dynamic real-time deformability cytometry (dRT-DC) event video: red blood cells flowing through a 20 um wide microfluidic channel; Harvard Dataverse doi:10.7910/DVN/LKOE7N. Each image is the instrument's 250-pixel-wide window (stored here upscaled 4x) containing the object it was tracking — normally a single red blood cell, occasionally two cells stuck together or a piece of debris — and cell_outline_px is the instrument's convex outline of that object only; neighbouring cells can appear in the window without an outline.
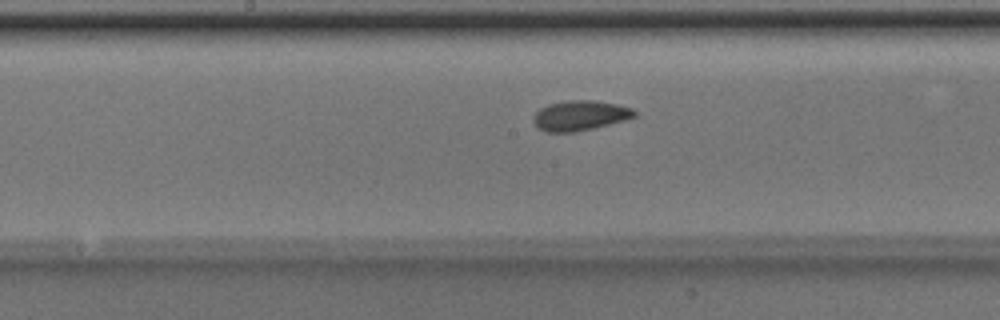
{"species": "Egyptian fruit bat (a non-hibernating species)", "species_latin": "Rousettus aegyptiacus", "temperature_condition": "room temperature", "stored_images_in_passage": 33, "camera_frame_rate_fps": 3000, "um_per_image_px": 0.085, "animal": {"sex": "male"}, "frame": {"image": 1, "passage_image": 18, "time_ms": 5.667, "image_size_px": [1000, 320], "cell_outline_px": [[636, 116], [624, 120], [576, 132], [544, 132], [532, 120], [532, 116], [540, 108], [548, 104], [568, 100], [592, 100], [616, 104], [632, 108], [636, 112]], "centroid_in_image_um": [49.27, 9.81], "position_along_channel_um": 198.9, "area_um2": 17.57}}
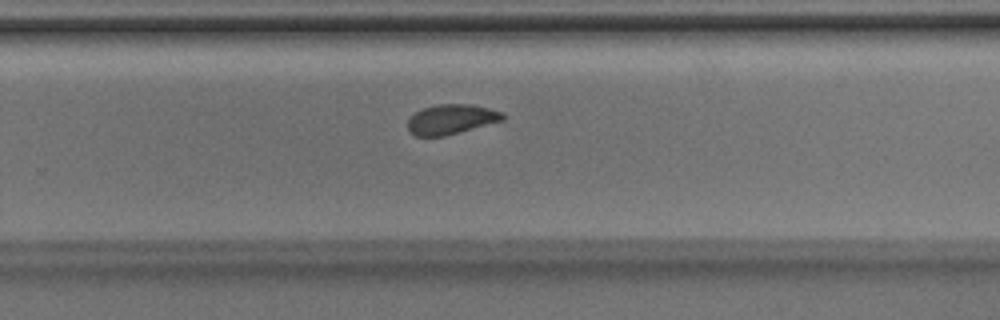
{"frame": {"image": 2, "passage_image": 25, "time_ms": 8.0, "image_size_px": [1000, 320], "cell_outline_px": [[504, 120], [444, 136], [416, 136], [408, 132], [408, 120], [416, 112], [424, 108], [436, 104], [472, 104], [504, 112]], "centroid_in_image_um": [38.36, 10.14], "position_along_channel_um": 291.4, "area_um2": 16.47}}
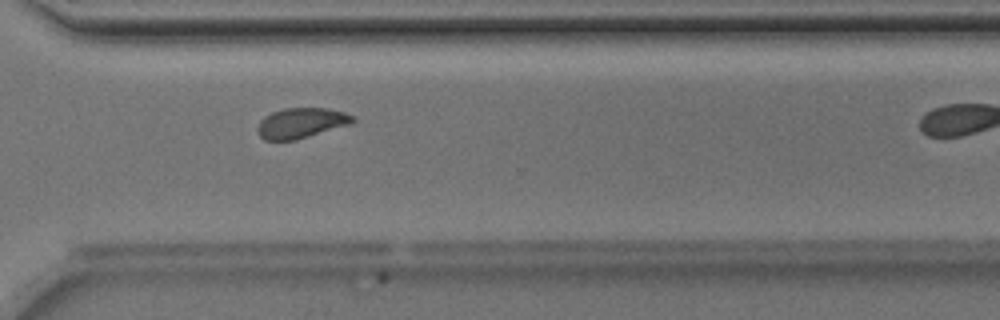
{"frame": {"image": 3, "passage_image": 29, "time_ms": 9.333, "image_size_px": [1000, 320], "cell_outline_px": [[356, 120], [348, 124], [296, 140], [264, 140], [256, 132], [256, 128], [260, 120], [264, 116], [272, 112], [284, 108], [328, 108], [344, 112], [356, 116]], "centroid_in_image_um": [25.56, 10.45], "position_along_channel_um": 345.0, "area_um2": 16.82}}